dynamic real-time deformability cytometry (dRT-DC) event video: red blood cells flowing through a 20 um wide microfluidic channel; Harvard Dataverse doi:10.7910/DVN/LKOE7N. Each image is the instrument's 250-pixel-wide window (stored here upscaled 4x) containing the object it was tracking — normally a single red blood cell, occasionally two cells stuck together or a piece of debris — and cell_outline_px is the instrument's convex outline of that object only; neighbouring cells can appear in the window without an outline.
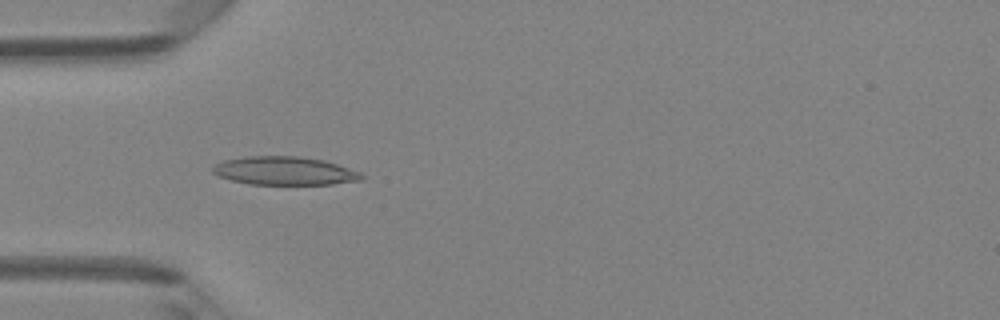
{"species": "Egyptian fruit bat (a non-hibernating species)", "species_latin": "Rousettus aegyptiacus", "temperature_condition": "room temperature", "stored_images_in_passage": 44, "camera_frame_rate_fps": 3000, "um_per_image_px": 0.085, "animal": {"sex": "female"}, "frame": {"image": 1, "passage_image": 11, "time_ms": 3.333, "image_size_px": [1000, 320], "cell_outline_px": [[364, 176], [360, 180], [332, 184], [248, 184], [216, 176], [212, 172], [212, 168], [216, 164], [224, 160], [244, 156], [300, 156], [324, 160], [360, 172]], "centroid_in_image_um": [24.15, 14.51], "position_along_channel_um": 60.9, "area_um2": 24.57}}
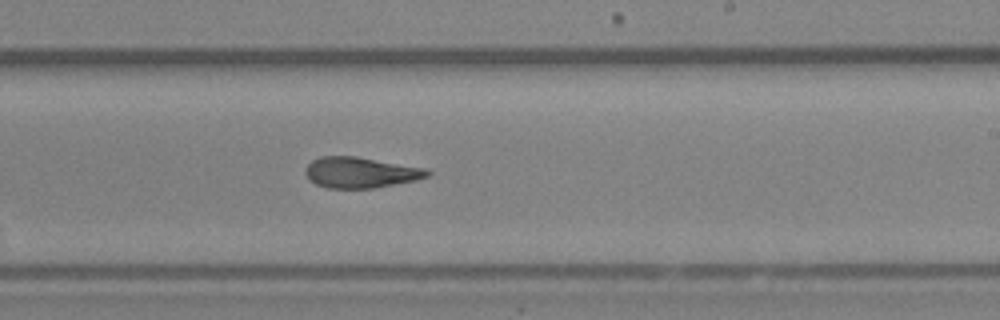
{"frame": {"image": 2, "passage_image": 25, "time_ms": 8.0, "image_size_px": [1000, 320], "cell_outline_px": [[432, 172], [428, 176], [416, 180], [372, 188], [328, 188], [316, 184], [308, 180], [304, 172], [308, 164], [312, 160], [320, 156], [356, 156], [428, 168]], "centroid_in_image_um": [30.64, 14.65], "position_along_channel_um": 258.4, "area_um2": 22.02}}
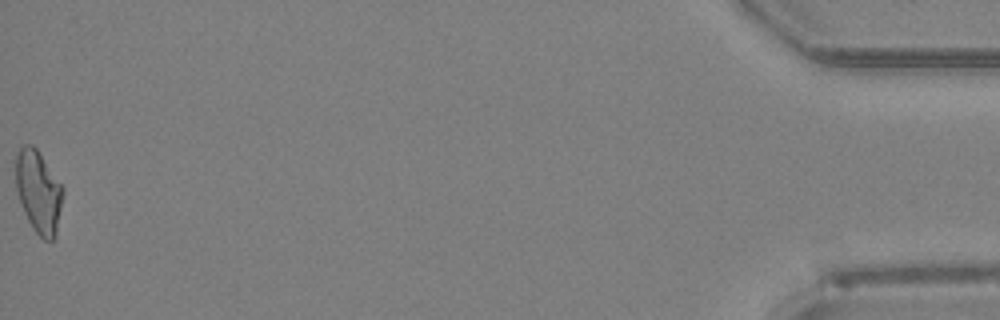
{"frame": {"image": 3, "passage_image": 44, "time_ms": 14.333, "image_size_px": [1000, 320], "cell_outline_px": [[64, 192], [56, 236], [52, 240], [44, 240], [32, 228], [24, 212], [16, 192], [12, 160], [16, 152], [24, 144], [32, 144], [36, 148], [64, 188]], "centroid_in_image_um": [3.22, 16.25], "position_along_channel_um": 432.0, "area_um2": 23.29}, "authors_computed_cell_mechanics": {"area_um2": 22.4264, "velocity_mm_per_s": 4.308, "shape_relaxation_time_tau1_ms": null, "shape_relaxation_time_tau2_ms": 2.794, "deformation_change_tau1": null, "deformation_change_tau2": 0.1083}}